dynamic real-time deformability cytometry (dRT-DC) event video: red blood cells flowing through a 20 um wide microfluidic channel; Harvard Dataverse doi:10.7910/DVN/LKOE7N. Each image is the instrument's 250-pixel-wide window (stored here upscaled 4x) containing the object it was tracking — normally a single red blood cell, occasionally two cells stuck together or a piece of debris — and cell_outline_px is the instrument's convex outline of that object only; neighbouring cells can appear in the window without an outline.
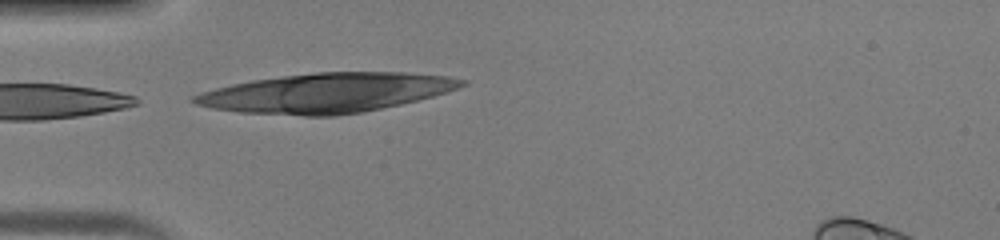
{"species": "human", "species_latin": "Homo sapiens", "temperature_condition": "warm", "stored_images_in_passage": 12, "camera_frame_rate_fps": 3000, "um_per_image_px": 0.085, "donor": {"sex": "male"}, "frame": {"image": 1, "passage_image": 12, "time_ms": 3.667, "image_size_px": [1000, 240], "cell_outline_px": [[468, 84], [448, 92], [400, 104], [360, 112], [336, 116], [304, 116], [240, 112], [212, 108], [196, 104], [188, 100], [192, 96], [216, 88], [232, 84], [252, 80], [280, 76], [316, 72], [404, 72], [448, 76], [468, 80]], "centroid_in_image_um": [27.75, 7.89], "position_along_channel_um": 57.2, "area_um2": 61.44}}